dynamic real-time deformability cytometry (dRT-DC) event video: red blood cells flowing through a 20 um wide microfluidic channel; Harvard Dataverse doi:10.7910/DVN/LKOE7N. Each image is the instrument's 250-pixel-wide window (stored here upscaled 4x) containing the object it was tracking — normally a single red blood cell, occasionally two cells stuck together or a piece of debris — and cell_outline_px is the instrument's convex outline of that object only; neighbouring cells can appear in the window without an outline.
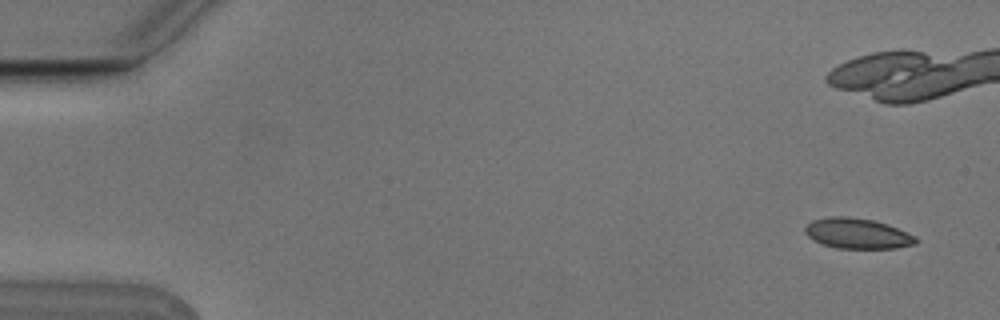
{"species": "Egyptian fruit bat (a non-hibernating species)", "species_latin": "Rousettus aegyptiacus", "temperature_condition": "cold", "stored_images_in_passage": 10, "camera_frame_rate_fps": 3000, "um_per_image_px": 0.085, "animal": {"sex": "male"}, "frame": {"image": 1, "passage_image": 1, "time_ms": 0.0, "image_size_px": [1000, 320], "cell_outline_px": [[916, 244], [896, 248], [836, 248], [812, 240], [804, 232], [804, 228], [812, 220], [828, 216], [848, 216], [872, 220], [888, 224], [916, 236]], "centroid_in_image_um": [72.86, 19.84], "position_along_channel_um": 12.1, "area_um2": 19.65}}